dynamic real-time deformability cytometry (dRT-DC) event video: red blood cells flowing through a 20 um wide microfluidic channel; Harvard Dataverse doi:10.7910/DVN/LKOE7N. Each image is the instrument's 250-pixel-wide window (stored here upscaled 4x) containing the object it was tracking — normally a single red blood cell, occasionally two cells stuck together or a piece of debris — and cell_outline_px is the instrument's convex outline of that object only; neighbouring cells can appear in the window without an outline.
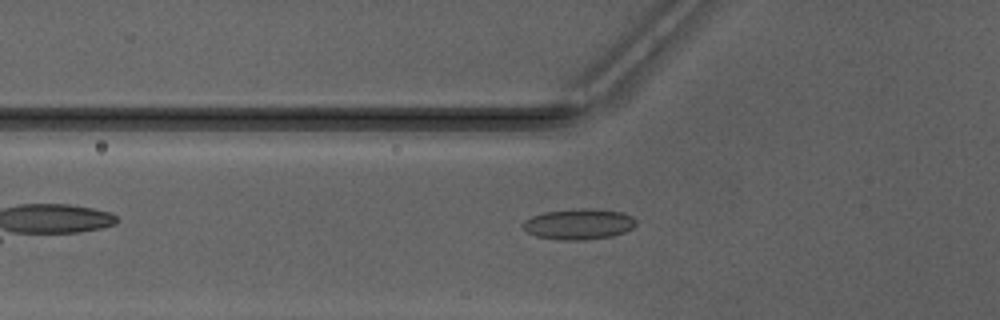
{"species": "Egyptian fruit bat (a non-hibernating species)", "species_latin": "Rousettus aegyptiacus", "temperature_condition": "warm", "stored_images_in_passage": 35, "camera_frame_rate_fps": 3000, "um_per_image_px": 0.085, "animal": {"sex": "male"}, "frame": {"image": 1, "passage_image": 5, "time_ms": 1.333, "image_size_px": [1000, 320], "cell_outline_px": [[636, 224], [632, 228], [624, 232], [612, 236], [584, 240], [556, 240], [536, 236], [528, 232], [524, 228], [524, 220], [532, 216], [544, 212], [576, 208], [588, 208], [624, 212], [632, 216], [636, 220]], "centroid_in_image_um": [49.21, 19.04], "position_along_channel_um": 76.6, "area_um2": 20.35}}
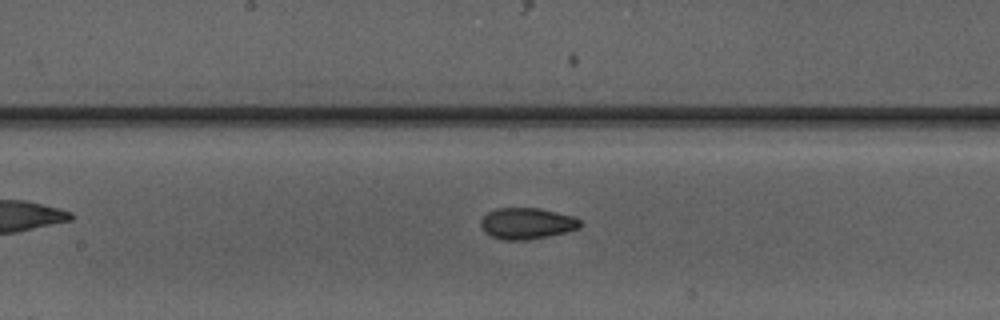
{"frame": {"image": 2, "passage_image": 14, "time_ms": 4.333, "image_size_px": [1000, 320], "cell_outline_px": [[584, 224], [580, 228], [568, 232], [528, 240], [504, 240], [492, 236], [484, 232], [480, 228], [480, 220], [488, 212], [496, 208], [540, 208], [572, 216], [580, 220]], "centroid_in_image_um": [44.79, 19.0], "position_along_channel_um": 203.4, "area_um2": 18.32}}
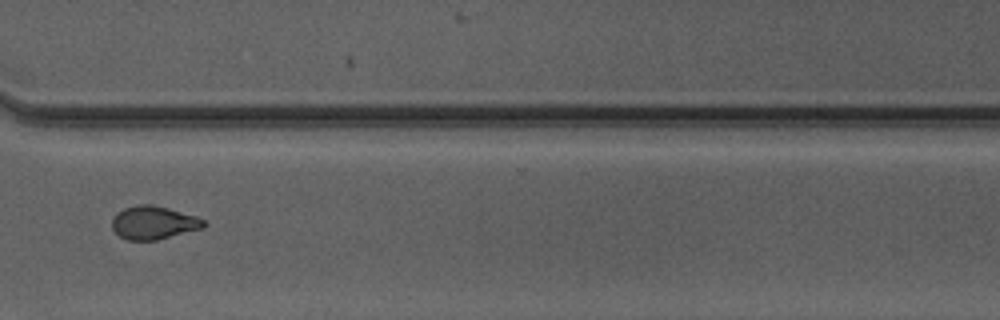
{"frame": {"image": 3, "passage_image": 25, "time_ms": 8.0, "image_size_px": [1000, 320], "cell_outline_px": [[208, 224], [204, 228], [156, 240], [128, 240], [120, 236], [112, 228], [112, 220], [116, 212], [124, 208], [136, 204], [152, 204], [168, 208], [196, 216], [204, 220]], "centroid_in_image_um": [13.06, 18.92], "position_along_channel_um": 357.5, "area_um2": 17.86}}